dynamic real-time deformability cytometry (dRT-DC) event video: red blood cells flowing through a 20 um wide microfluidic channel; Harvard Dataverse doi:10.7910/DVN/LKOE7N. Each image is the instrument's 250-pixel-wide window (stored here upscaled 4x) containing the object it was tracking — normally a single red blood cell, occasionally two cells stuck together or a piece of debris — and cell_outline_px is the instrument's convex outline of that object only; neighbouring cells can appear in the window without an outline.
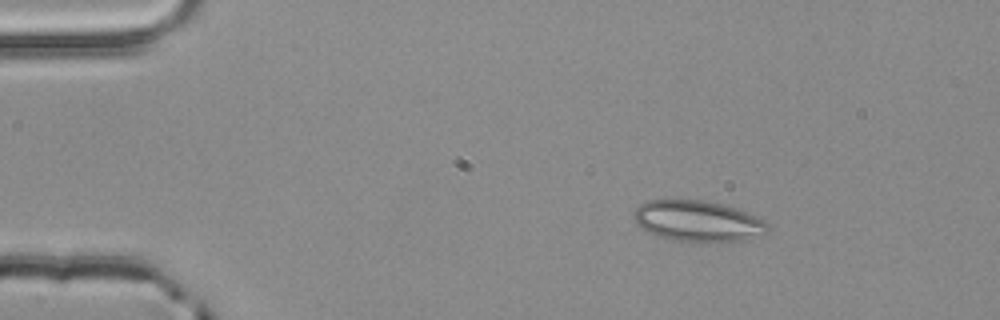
{"species": "common noctule bat (a hibernating species)", "species_latin": "Nyctalus noctula", "temperature_condition": "room temperature", "stored_images_in_passage": 3, "camera_frame_rate_fps": 3000, "um_per_image_px": 0.085, "animal": {"sex": "male", "body_mass_g": 20.4}, "frame": {"image": 1, "passage_image": 1, "time_ms": 0.0, "image_size_px": [1000, 320], "cell_outline_px": [[768, 228], [764, 232], [748, 240], [676, 240], [660, 236], [648, 232], [640, 228], [636, 224], [632, 216], [636, 208], [644, 200], [704, 200], [736, 208], [764, 220], [768, 224]], "centroid_in_image_um": [59.25, 18.76], "position_along_channel_um": 25.8, "area_um2": 31.27}}